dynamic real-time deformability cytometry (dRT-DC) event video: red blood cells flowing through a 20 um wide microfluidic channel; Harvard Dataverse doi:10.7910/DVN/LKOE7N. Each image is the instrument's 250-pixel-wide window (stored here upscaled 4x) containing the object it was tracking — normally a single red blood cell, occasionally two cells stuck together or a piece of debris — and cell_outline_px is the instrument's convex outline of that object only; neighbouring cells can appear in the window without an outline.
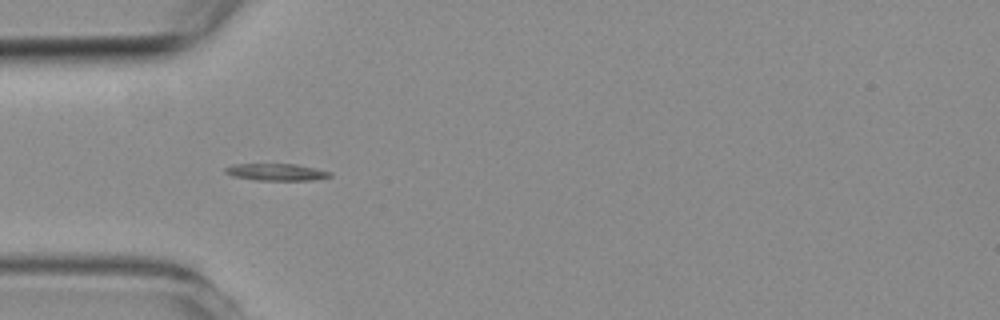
{"species": "common noctule bat (a hibernating species)", "species_latin": "Nyctalus noctula", "temperature_condition": "room temperature", "stored_images_in_passage": 5, "camera_frame_rate_fps": 3000, "um_per_image_px": 0.085, "animal": {"sex": "female", "body_mass_g": 19.3, "forearm_length_mm": 54.1}, "frame": {"image": 1, "passage_image": 4, "time_ms": 3.333, "image_size_px": [1000, 320], "cell_outline_px": [[332, 176], [312, 180], [256, 180], [232, 176], [224, 172], [224, 168], [232, 164], [296, 164], [332, 172]], "centroid_in_image_um": [23.46, 14.62], "position_along_channel_um": 61.5, "area_um2": 10.35}}
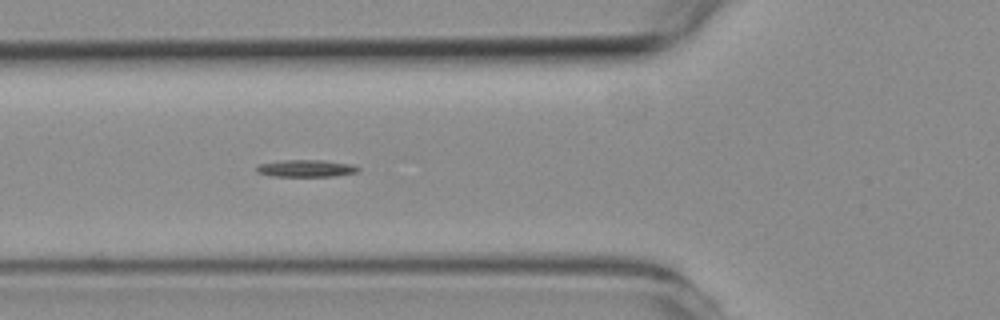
{"frame": {"image": 2, "passage_image": 5, "time_ms": 4.333, "image_size_px": [1000, 320], "cell_outline_px": [[360, 168], [356, 172], [336, 176], [272, 176], [256, 172], [256, 168], [260, 164], [284, 160], [324, 160], [352, 164]], "centroid_in_image_um": [26.03, 14.31], "position_along_channel_um": 99.8, "area_um2": 10.06}}